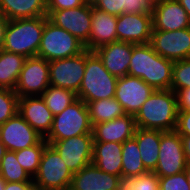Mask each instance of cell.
<instances>
[{"instance_id": "1", "label": "cell", "mask_w": 190, "mask_h": 190, "mask_svg": "<svg viewBox=\"0 0 190 190\" xmlns=\"http://www.w3.org/2000/svg\"><path fill=\"white\" fill-rule=\"evenodd\" d=\"M174 61L160 56L148 44H132L128 75L139 77L155 90L171 89Z\"/></svg>"}, {"instance_id": "2", "label": "cell", "mask_w": 190, "mask_h": 190, "mask_svg": "<svg viewBox=\"0 0 190 190\" xmlns=\"http://www.w3.org/2000/svg\"><path fill=\"white\" fill-rule=\"evenodd\" d=\"M177 94L171 90H154L134 116L136 127L174 131L177 125Z\"/></svg>"}, {"instance_id": "3", "label": "cell", "mask_w": 190, "mask_h": 190, "mask_svg": "<svg viewBox=\"0 0 190 190\" xmlns=\"http://www.w3.org/2000/svg\"><path fill=\"white\" fill-rule=\"evenodd\" d=\"M44 26L45 16L9 20L2 49L26 58L37 56Z\"/></svg>"}, {"instance_id": "4", "label": "cell", "mask_w": 190, "mask_h": 190, "mask_svg": "<svg viewBox=\"0 0 190 190\" xmlns=\"http://www.w3.org/2000/svg\"><path fill=\"white\" fill-rule=\"evenodd\" d=\"M118 77L109 73L94 51L86 49V66L77 98L84 102L114 98Z\"/></svg>"}, {"instance_id": "5", "label": "cell", "mask_w": 190, "mask_h": 190, "mask_svg": "<svg viewBox=\"0 0 190 190\" xmlns=\"http://www.w3.org/2000/svg\"><path fill=\"white\" fill-rule=\"evenodd\" d=\"M85 50L84 44L74 35L55 26L45 16V26L42 33L37 56L47 61H54L76 56Z\"/></svg>"}, {"instance_id": "6", "label": "cell", "mask_w": 190, "mask_h": 190, "mask_svg": "<svg viewBox=\"0 0 190 190\" xmlns=\"http://www.w3.org/2000/svg\"><path fill=\"white\" fill-rule=\"evenodd\" d=\"M89 112L86 103L77 99L61 113L54 115L46 141H59L83 134H92Z\"/></svg>"}, {"instance_id": "7", "label": "cell", "mask_w": 190, "mask_h": 190, "mask_svg": "<svg viewBox=\"0 0 190 190\" xmlns=\"http://www.w3.org/2000/svg\"><path fill=\"white\" fill-rule=\"evenodd\" d=\"M73 173L57 150L47 144L41 156L37 173L33 177L36 190H68Z\"/></svg>"}, {"instance_id": "8", "label": "cell", "mask_w": 190, "mask_h": 190, "mask_svg": "<svg viewBox=\"0 0 190 190\" xmlns=\"http://www.w3.org/2000/svg\"><path fill=\"white\" fill-rule=\"evenodd\" d=\"M92 2L88 0L84 5L59 11H47V17L55 26L63 28L88 50V39L91 33Z\"/></svg>"}, {"instance_id": "9", "label": "cell", "mask_w": 190, "mask_h": 190, "mask_svg": "<svg viewBox=\"0 0 190 190\" xmlns=\"http://www.w3.org/2000/svg\"><path fill=\"white\" fill-rule=\"evenodd\" d=\"M187 166L183 143L179 133L161 131V141L157 166L153 173L158 177H167L181 173Z\"/></svg>"}, {"instance_id": "10", "label": "cell", "mask_w": 190, "mask_h": 190, "mask_svg": "<svg viewBox=\"0 0 190 190\" xmlns=\"http://www.w3.org/2000/svg\"><path fill=\"white\" fill-rule=\"evenodd\" d=\"M85 66L86 49L76 56L49 61L50 85L77 94L84 77Z\"/></svg>"}, {"instance_id": "11", "label": "cell", "mask_w": 190, "mask_h": 190, "mask_svg": "<svg viewBox=\"0 0 190 190\" xmlns=\"http://www.w3.org/2000/svg\"><path fill=\"white\" fill-rule=\"evenodd\" d=\"M49 85V61L34 56L26 59L14 91L19 98L41 96Z\"/></svg>"}, {"instance_id": "12", "label": "cell", "mask_w": 190, "mask_h": 190, "mask_svg": "<svg viewBox=\"0 0 190 190\" xmlns=\"http://www.w3.org/2000/svg\"><path fill=\"white\" fill-rule=\"evenodd\" d=\"M93 134H83L59 141H47L59 153L72 173L92 163Z\"/></svg>"}, {"instance_id": "13", "label": "cell", "mask_w": 190, "mask_h": 190, "mask_svg": "<svg viewBox=\"0 0 190 190\" xmlns=\"http://www.w3.org/2000/svg\"><path fill=\"white\" fill-rule=\"evenodd\" d=\"M149 44L160 56L179 61L190 58V27L174 31L152 30Z\"/></svg>"}, {"instance_id": "14", "label": "cell", "mask_w": 190, "mask_h": 190, "mask_svg": "<svg viewBox=\"0 0 190 190\" xmlns=\"http://www.w3.org/2000/svg\"><path fill=\"white\" fill-rule=\"evenodd\" d=\"M154 90L139 77L125 75L118 78L115 98L126 114L135 116Z\"/></svg>"}, {"instance_id": "15", "label": "cell", "mask_w": 190, "mask_h": 190, "mask_svg": "<svg viewBox=\"0 0 190 190\" xmlns=\"http://www.w3.org/2000/svg\"><path fill=\"white\" fill-rule=\"evenodd\" d=\"M43 137L38 134L20 115L0 125V141L8 151H18L38 144Z\"/></svg>"}, {"instance_id": "16", "label": "cell", "mask_w": 190, "mask_h": 190, "mask_svg": "<svg viewBox=\"0 0 190 190\" xmlns=\"http://www.w3.org/2000/svg\"><path fill=\"white\" fill-rule=\"evenodd\" d=\"M120 176L101 171L94 163L73 173L68 190H124Z\"/></svg>"}, {"instance_id": "17", "label": "cell", "mask_w": 190, "mask_h": 190, "mask_svg": "<svg viewBox=\"0 0 190 190\" xmlns=\"http://www.w3.org/2000/svg\"><path fill=\"white\" fill-rule=\"evenodd\" d=\"M153 29L152 13H123L117 16L118 41L132 44H148Z\"/></svg>"}, {"instance_id": "18", "label": "cell", "mask_w": 190, "mask_h": 190, "mask_svg": "<svg viewBox=\"0 0 190 190\" xmlns=\"http://www.w3.org/2000/svg\"><path fill=\"white\" fill-rule=\"evenodd\" d=\"M152 30L176 31L190 27V19L177 0H161L152 4Z\"/></svg>"}, {"instance_id": "19", "label": "cell", "mask_w": 190, "mask_h": 190, "mask_svg": "<svg viewBox=\"0 0 190 190\" xmlns=\"http://www.w3.org/2000/svg\"><path fill=\"white\" fill-rule=\"evenodd\" d=\"M18 113L43 138L49 134L54 115L41 96L19 98Z\"/></svg>"}, {"instance_id": "20", "label": "cell", "mask_w": 190, "mask_h": 190, "mask_svg": "<svg viewBox=\"0 0 190 190\" xmlns=\"http://www.w3.org/2000/svg\"><path fill=\"white\" fill-rule=\"evenodd\" d=\"M135 129L134 116L125 114L111 121L93 125V140L94 142L123 143L134 137Z\"/></svg>"}, {"instance_id": "21", "label": "cell", "mask_w": 190, "mask_h": 190, "mask_svg": "<svg viewBox=\"0 0 190 190\" xmlns=\"http://www.w3.org/2000/svg\"><path fill=\"white\" fill-rule=\"evenodd\" d=\"M94 52L102 60L110 74L118 78L128 75L132 43L114 41L97 48Z\"/></svg>"}, {"instance_id": "22", "label": "cell", "mask_w": 190, "mask_h": 190, "mask_svg": "<svg viewBox=\"0 0 190 190\" xmlns=\"http://www.w3.org/2000/svg\"><path fill=\"white\" fill-rule=\"evenodd\" d=\"M117 16L95 8L92 4L91 33L88 39V50L118 41L116 32Z\"/></svg>"}, {"instance_id": "23", "label": "cell", "mask_w": 190, "mask_h": 190, "mask_svg": "<svg viewBox=\"0 0 190 190\" xmlns=\"http://www.w3.org/2000/svg\"><path fill=\"white\" fill-rule=\"evenodd\" d=\"M92 163L103 172L121 177L122 143L93 142Z\"/></svg>"}, {"instance_id": "24", "label": "cell", "mask_w": 190, "mask_h": 190, "mask_svg": "<svg viewBox=\"0 0 190 190\" xmlns=\"http://www.w3.org/2000/svg\"><path fill=\"white\" fill-rule=\"evenodd\" d=\"M0 13L8 20L47 16V0H0Z\"/></svg>"}, {"instance_id": "25", "label": "cell", "mask_w": 190, "mask_h": 190, "mask_svg": "<svg viewBox=\"0 0 190 190\" xmlns=\"http://www.w3.org/2000/svg\"><path fill=\"white\" fill-rule=\"evenodd\" d=\"M133 138L137 141L145 169L148 172H153L159 156L161 130L136 127Z\"/></svg>"}, {"instance_id": "26", "label": "cell", "mask_w": 190, "mask_h": 190, "mask_svg": "<svg viewBox=\"0 0 190 190\" xmlns=\"http://www.w3.org/2000/svg\"><path fill=\"white\" fill-rule=\"evenodd\" d=\"M26 59L23 55L0 50V88L15 89Z\"/></svg>"}, {"instance_id": "27", "label": "cell", "mask_w": 190, "mask_h": 190, "mask_svg": "<svg viewBox=\"0 0 190 190\" xmlns=\"http://www.w3.org/2000/svg\"><path fill=\"white\" fill-rule=\"evenodd\" d=\"M140 156V150L134 138L122 143L121 178L124 182L133 177L148 173Z\"/></svg>"}, {"instance_id": "28", "label": "cell", "mask_w": 190, "mask_h": 190, "mask_svg": "<svg viewBox=\"0 0 190 190\" xmlns=\"http://www.w3.org/2000/svg\"><path fill=\"white\" fill-rule=\"evenodd\" d=\"M89 112L91 125L111 121L125 115V110L116 98H104L85 102Z\"/></svg>"}, {"instance_id": "29", "label": "cell", "mask_w": 190, "mask_h": 190, "mask_svg": "<svg viewBox=\"0 0 190 190\" xmlns=\"http://www.w3.org/2000/svg\"><path fill=\"white\" fill-rule=\"evenodd\" d=\"M41 97L53 115L61 113L66 107L78 99L75 92L51 85L47 87Z\"/></svg>"}, {"instance_id": "30", "label": "cell", "mask_w": 190, "mask_h": 190, "mask_svg": "<svg viewBox=\"0 0 190 190\" xmlns=\"http://www.w3.org/2000/svg\"><path fill=\"white\" fill-rule=\"evenodd\" d=\"M0 176L6 182H33V178L22 168L16 158V151L5 153L0 164Z\"/></svg>"}, {"instance_id": "31", "label": "cell", "mask_w": 190, "mask_h": 190, "mask_svg": "<svg viewBox=\"0 0 190 190\" xmlns=\"http://www.w3.org/2000/svg\"><path fill=\"white\" fill-rule=\"evenodd\" d=\"M47 144V141L43 138L36 145L16 151L18 163L32 178L38 171L41 156Z\"/></svg>"}, {"instance_id": "32", "label": "cell", "mask_w": 190, "mask_h": 190, "mask_svg": "<svg viewBox=\"0 0 190 190\" xmlns=\"http://www.w3.org/2000/svg\"><path fill=\"white\" fill-rule=\"evenodd\" d=\"M18 100L14 90L0 88V125L18 113Z\"/></svg>"}, {"instance_id": "33", "label": "cell", "mask_w": 190, "mask_h": 190, "mask_svg": "<svg viewBox=\"0 0 190 190\" xmlns=\"http://www.w3.org/2000/svg\"><path fill=\"white\" fill-rule=\"evenodd\" d=\"M190 88V58L174 61L172 72L171 90Z\"/></svg>"}, {"instance_id": "34", "label": "cell", "mask_w": 190, "mask_h": 190, "mask_svg": "<svg viewBox=\"0 0 190 190\" xmlns=\"http://www.w3.org/2000/svg\"><path fill=\"white\" fill-rule=\"evenodd\" d=\"M159 177L148 172L138 177H133L125 182L124 190H159Z\"/></svg>"}, {"instance_id": "35", "label": "cell", "mask_w": 190, "mask_h": 190, "mask_svg": "<svg viewBox=\"0 0 190 190\" xmlns=\"http://www.w3.org/2000/svg\"><path fill=\"white\" fill-rule=\"evenodd\" d=\"M159 190H190L184 171L167 177H159Z\"/></svg>"}, {"instance_id": "36", "label": "cell", "mask_w": 190, "mask_h": 190, "mask_svg": "<svg viewBox=\"0 0 190 190\" xmlns=\"http://www.w3.org/2000/svg\"><path fill=\"white\" fill-rule=\"evenodd\" d=\"M93 6L108 14L120 16L126 13V0H91Z\"/></svg>"}, {"instance_id": "37", "label": "cell", "mask_w": 190, "mask_h": 190, "mask_svg": "<svg viewBox=\"0 0 190 190\" xmlns=\"http://www.w3.org/2000/svg\"><path fill=\"white\" fill-rule=\"evenodd\" d=\"M88 0H47V11L73 9L84 5Z\"/></svg>"}, {"instance_id": "38", "label": "cell", "mask_w": 190, "mask_h": 190, "mask_svg": "<svg viewBox=\"0 0 190 190\" xmlns=\"http://www.w3.org/2000/svg\"><path fill=\"white\" fill-rule=\"evenodd\" d=\"M152 4L148 0H126V13H152Z\"/></svg>"}, {"instance_id": "39", "label": "cell", "mask_w": 190, "mask_h": 190, "mask_svg": "<svg viewBox=\"0 0 190 190\" xmlns=\"http://www.w3.org/2000/svg\"><path fill=\"white\" fill-rule=\"evenodd\" d=\"M179 135L190 136V110H178L177 125L175 129Z\"/></svg>"}, {"instance_id": "40", "label": "cell", "mask_w": 190, "mask_h": 190, "mask_svg": "<svg viewBox=\"0 0 190 190\" xmlns=\"http://www.w3.org/2000/svg\"><path fill=\"white\" fill-rule=\"evenodd\" d=\"M178 110H190V88L176 92Z\"/></svg>"}, {"instance_id": "41", "label": "cell", "mask_w": 190, "mask_h": 190, "mask_svg": "<svg viewBox=\"0 0 190 190\" xmlns=\"http://www.w3.org/2000/svg\"><path fill=\"white\" fill-rule=\"evenodd\" d=\"M4 190H36L34 182H6Z\"/></svg>"}, {"instance_id": "42", "label": "cell", "mask_w": 190, "mask_h": 190, "mask_svg": "<svg viewBox=\"0 0 190 190\" xmlns=\"http://www.w3.org/2000/svg\"><path fill=\"white\" fill-rule=\"evenodd\" d=\"M183 143V150L185 154L186 163L190 165V136L180 135Z\"/></svg>"}, {"instance_id": "43", "label": "cell", "mask_w": 190, "mask_h": 190, "mask_svg": "<svg viewBox=\"0 0 190 190\" xmlns=\"http://www.w3.org/2000/svg\"><path fill=\"white\" fill-rule=\"evenodd\" d=\"M8 19H6L1 13H0V50L3 47L4 43V37H5V31L8 24Z\"/></svg>"}, {"instance_id": "44", "label": "cell", "mask_w": 190, "mask_h": 190, "mask_svg": "<svg viewBox=\"0 0 190 190\" xmlns=\"http://www.w3.org/2000/svg\"><path fill=\"white\" fill-rule=\"evenodd\" d=\"M181 6L185 9V11L187 12V15L190 19V0H177Z\"/></svg>"}, {"instance_id": "45", "label": "cell", "mask_w": 190, "mask_h": 190, "mask_svg": "<svg viewBox=\"0 0 190 190\" xmlns=\"http://www.w3.org/2000/svg\"><path fill=\"white\" fill-rule=\"evenodd\" d=\"M7 152V148L5 147V145L0 141V164H1V160L4 157L5 153Z\"/></svg>"}, {"instance_id": "46", "label": "cell", "mask_w": 190, "mask_h": 190, "mask_svg": "<svg viewBox=\"0 0 190 190\" xmlns=\"http://www.w3.org/2000/svg\"><path fill=\"white\" fill-rule=\"evenodd\" d=\"M184 173H185L186 179L188 181V184L190 186V165L187 164V166L184 170Z\"/></svg>"}, {"instance_id": "47", "label": "cell", "mask_w": 190, "mask_h": 190, "mask_svg": "<svg viewBox=\"0 0 190 190\" xmlns=\"http://www.w3.org/2000/svg\"><path fill=\"white\" fill-rule=\"evenodd\" d=\"M6 181L0 176V190H4Z\"/></svg>"}, {"instance_id": "48", "label": "cell", "mask_w": 190, "mask_h": 190, "mask_svg": "<svg viewBox=\"0 0 190 190\" xmlns=\"http://www.w3.org/2000/svg\"><path fill=\"white\" fill-rule=\"evenodd\" d=\"M158 1H161V0H149V2H150L151 4H154V3L158 2Z\"/></svg>"}]
</instances>
